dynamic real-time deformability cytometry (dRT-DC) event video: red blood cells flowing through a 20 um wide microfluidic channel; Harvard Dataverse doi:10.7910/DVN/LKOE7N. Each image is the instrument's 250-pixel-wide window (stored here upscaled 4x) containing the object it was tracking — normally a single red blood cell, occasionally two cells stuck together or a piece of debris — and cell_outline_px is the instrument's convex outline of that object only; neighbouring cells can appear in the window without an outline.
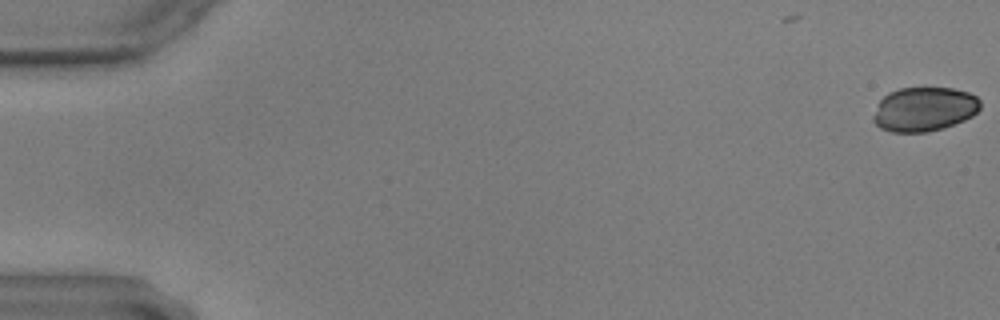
{"species": "common noctule bat (a hibernating species)", "species_latin": "Nyctalus noctula", "temperature_condition": "warm", "stored_images_in_passage": 22, "camera_frame_rate_fps": 3000, "um_per_image_px": 0.085, "animal": {"sex": "male", "body_mass_g": 17.9, "forearm_length_mm": 54.2}, "frame": {"image": 1, "passage_image": 1, "time_ms": 0.0, "image_size_px": [1000, 320], "cell_outline_px": [[980, 108], [972, 116], [964, 120], [944, 128], [928, 132], [892, 132], [880, 128], [872, 120], [872, 116], [880, 100], [888, 92], [900, 88], [952, 88], [968, 92], [976, 96], [980, 100]], "centroid_in_image_um": [78.54, 9.28], "position_along_channel_um": 6.5, "area_um2": 27.69}}
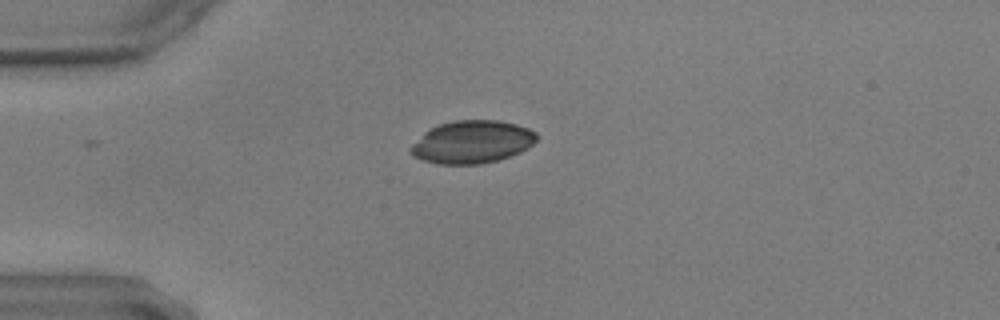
{"frame": {"image": 2, "passage_image": 16, "time_ms": 5.0, "image_size_px": [1000, 320], "cell_outline_px": [[536, 140], [528, 148], [520, 152], [496, 160], [480, 164], [440, 164], [424, 160], [412, 156], [408, 152], [408, 148], [424, 132], [440, 124], [456, 120], [500, 120], [516, 124], [528, 128], [536, 132]], "centroid_in_image_um": [40.1, 12.06], "position_along_channel_um": 44.9, "area_um2": 31.27}}